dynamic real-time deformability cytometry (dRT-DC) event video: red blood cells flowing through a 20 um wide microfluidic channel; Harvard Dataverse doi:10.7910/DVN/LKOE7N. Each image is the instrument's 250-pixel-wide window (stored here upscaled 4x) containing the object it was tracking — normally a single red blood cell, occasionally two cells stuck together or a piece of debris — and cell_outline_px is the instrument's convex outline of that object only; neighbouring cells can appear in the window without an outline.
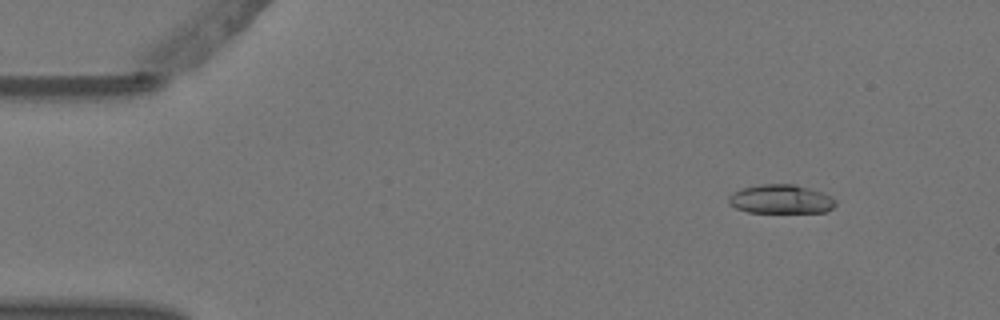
{"species": "Egyptian fruit bat (a non-hibernating species)", "species_latin": "Rousettus aegyptiacus", "temperature_condition": "warm", "stored_images_in_passage": 10, "camera_frame_rate_fps": 3000, "um_per_image_px": 0.085, "animal": {"sex": "female"}, "frame": {"image": 1, "passage_image": 2, "time_ms": 0.333, "image_size_px": [1000, 320], "cell_outline_px": [[836, 204], [828, 212], [748, 212], [736, 208], [728, 204], [728, 196], [740, 188], [760, 184], [792, 184], [824, 192], [832, 196], [836, 200]], "centroid_in_image_um": [66.38, 16.92], "position_along_channel_um": 18.6, "area_um2": 18.21}}
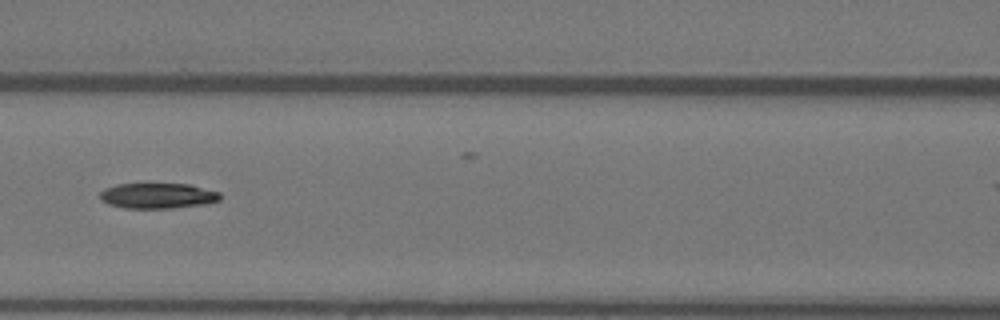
{"frame": {"image": 2, "passage_image": 7, "time_ms": 2.0, "image_size_px": [1000, 320], "cell_outline_px": [[220, 200], [204, 204], [172, 208], [124, 208], [108, 204], [100, 200], [100, 192], [104, 188], [116, 184], [188, 184], [220, 192]], "centroid_in_image_um": [13.37, 16.64], "position_along_channel_um": 153.2, "area_um2": 17.8}}
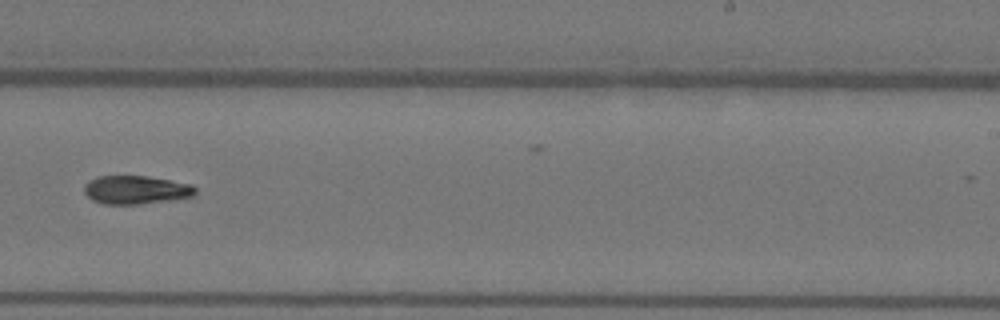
{"frame": {"image": 3, "passage_image": 10, "time_ms": 3.0, "image_size_px": [1000, 320], "cell_outline_px": [[196, 192], [192, 196], [168, 200], [140, 204], [104, 204], [92, 200], [84, 192], [84, 184], [88, 180], [96, 176], [148, 176], [192, 184], [196, 188]], "centroid_in_image_um": [11.52, 16.13], "position_along_channel_um": 277.5, "area_um2": 18.44}}